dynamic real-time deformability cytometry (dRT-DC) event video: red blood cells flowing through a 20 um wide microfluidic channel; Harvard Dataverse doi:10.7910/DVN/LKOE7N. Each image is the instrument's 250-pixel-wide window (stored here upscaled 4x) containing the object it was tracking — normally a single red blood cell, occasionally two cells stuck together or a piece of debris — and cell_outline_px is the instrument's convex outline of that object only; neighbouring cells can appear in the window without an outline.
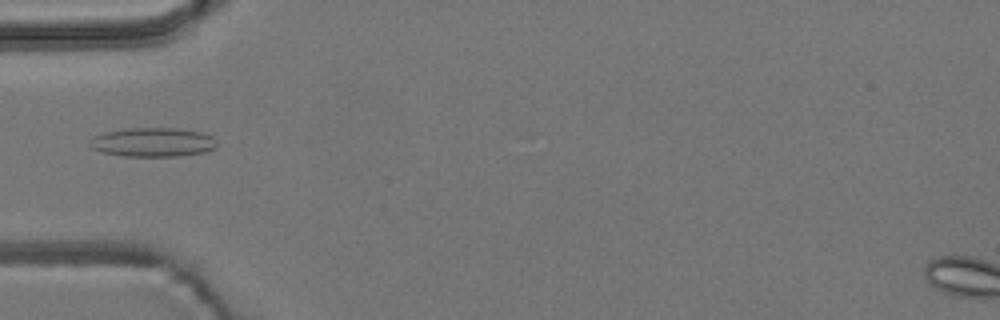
{"species": "common noctule bat (a hibernating species)", "species_latin": "Nyctalus noctula", "temperature_condition": "room temperature", "stored_images_in_passage": 3, "camera_frame_rate_fps": 3000, "um_per_image_px": 0.085, "animal": {"sex": "male", "body_mass_g": 19.2, "forearm_length_mm": 51.8}, "frame": {"image": 1, "passage_image": 3, "time_ms": 0.667, "image_size_px": [1000, 320], "cell_outline_px": [[216, 148], [204, 152], [180, 156], [124, 156], [100, 152], [92, 148], [88, 144], [88, 140], [92, 136], [104, 132], [128, 128], [176, 128], [200, 132], [212, 136], [216, 140]], "centroid_in_image_um": [12.95, 12.09], "position_along_channel_um": 72.1, "area_um2": 21.73}}